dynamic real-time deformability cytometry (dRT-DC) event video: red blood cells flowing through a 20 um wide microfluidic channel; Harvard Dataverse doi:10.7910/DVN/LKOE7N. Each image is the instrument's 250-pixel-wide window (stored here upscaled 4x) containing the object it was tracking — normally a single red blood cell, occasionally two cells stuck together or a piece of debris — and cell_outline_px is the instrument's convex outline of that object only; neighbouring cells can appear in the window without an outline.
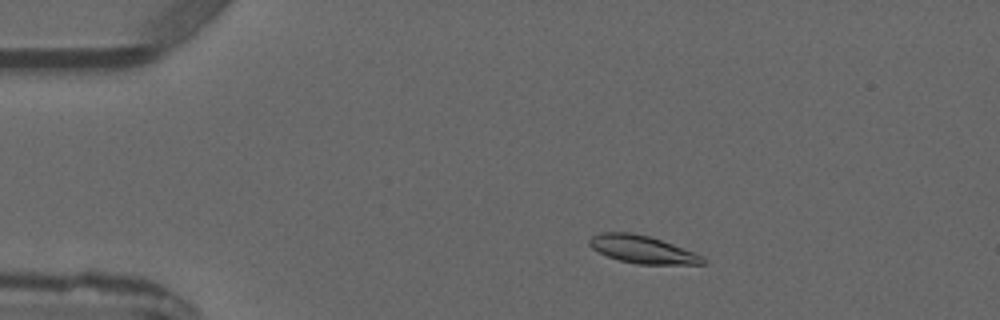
{"species": "common noctule bat (a hibernating species)", "species_latin": "Nyctalus noctula", "temperature_condition": "warm", "stored_images_in_passage": 2, "camera_frame_rate_fps": 3000, "um_per_image_px": 0.085, "animal": {"sex": "male", "forearm_length_mm": 52.5}, "frame": {"image": 1, "passage_image": 1, "time_ms": 0.0, "image_size_px": [1000, 320], "cell_outline_px": [[708, 260], [704, 264], [636, 264], [620, 260], [608, 256], [592, 248], [588, 244], [588, 240], [592, 236], [600, 232], [632, 232], [648, 236], [672, 244], [704, 256]], "centroid_in_image_um": [54.61, 21.2], "position_along_channel_um": 30.4, "area_um2": 18.21}}
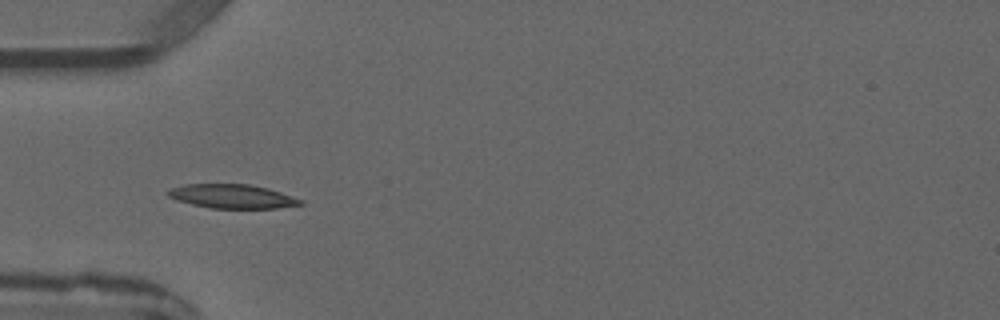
{"frame": {"image": 2, "passage_image": 2, "time_ms": 2.0, "image_size_px": [1000, 320], "cell_outline_px": [[304, 204], [276, 208], [212, 208], [192, 204], [176, 200], [168, 196], [164, 192], [168, 188], [184, 184], [248, 184], [268, 188], [304, 200]], "centroid_in_image_um": [19.7, 16.68], "position_along_channel_um": 65.3, "area_um2": 18.61}}